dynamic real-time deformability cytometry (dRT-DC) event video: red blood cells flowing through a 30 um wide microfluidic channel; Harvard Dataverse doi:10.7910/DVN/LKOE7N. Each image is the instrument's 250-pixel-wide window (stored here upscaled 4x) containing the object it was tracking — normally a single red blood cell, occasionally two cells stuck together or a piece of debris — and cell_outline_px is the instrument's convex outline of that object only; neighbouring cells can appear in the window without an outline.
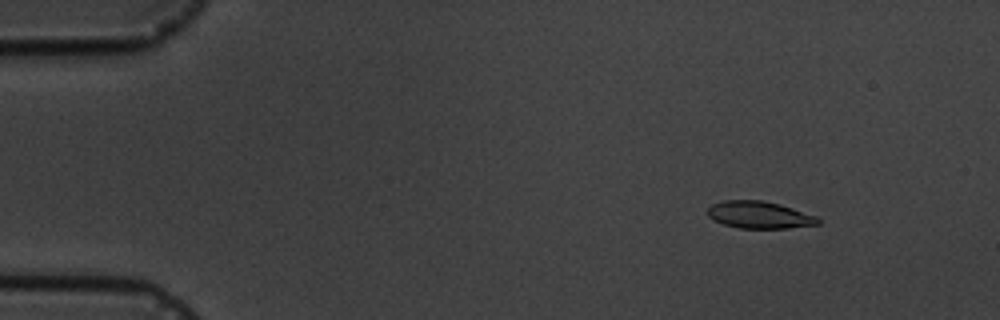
{"species": "common noctule bat (a hibernating species)", "species_latin": "Nyctalus noctula", "temperature_condition": "cold", "stored_images_in_passage": 4, "camera_frame_rate_fps": 3000, "um_per_image_px": 0.085, "animal": {"sex": "male", "body_mass_g": 19.5, "forearm_length_mm": 54.6}, "frame": {"image": 1, "passage_image": 2, "time_ms": 1.333, "image_size_px": [1000, 320], "cell_outline_px": [[820, 224], [788, 228], [740, 228], [724, 224], [712, 220], [708, 216], [708, 208], [712, 204], [724, 200], [760, 200], [780, 204], [816, 216], [820, 220]], "centroid_in_image_um": [64.53, 18.26], "position_along_channel_um": 20.5, "area_um2": 17.4}}
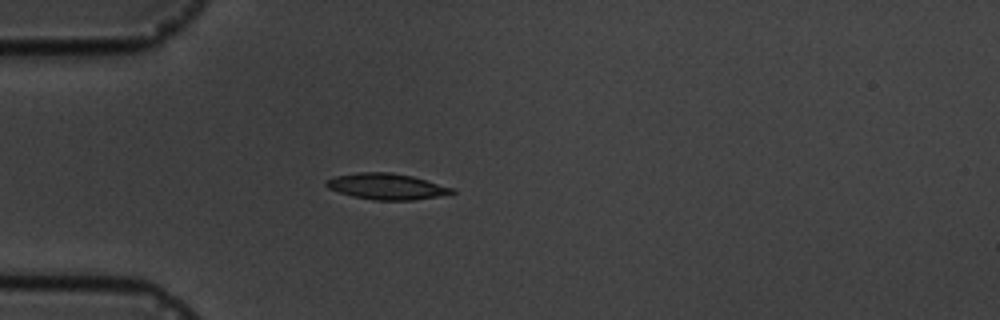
{"frame": {"image": 2, "passage_image": 4, "time_ms": 4.333, "image_size_px": [1000, 320], "cell_outline_px": [[456, 192], [440, 196], [412, 200], [372, 200], [352, 196], [328, 188], [324, 184], [328, 180], [336, 176], [356, 172], [392, 172], [412, 176], [456, 188]], "centroid_in_image_um": [32.9, 15.84], "position_along_channel_um": 52.1, "area_um2": 19.13}}